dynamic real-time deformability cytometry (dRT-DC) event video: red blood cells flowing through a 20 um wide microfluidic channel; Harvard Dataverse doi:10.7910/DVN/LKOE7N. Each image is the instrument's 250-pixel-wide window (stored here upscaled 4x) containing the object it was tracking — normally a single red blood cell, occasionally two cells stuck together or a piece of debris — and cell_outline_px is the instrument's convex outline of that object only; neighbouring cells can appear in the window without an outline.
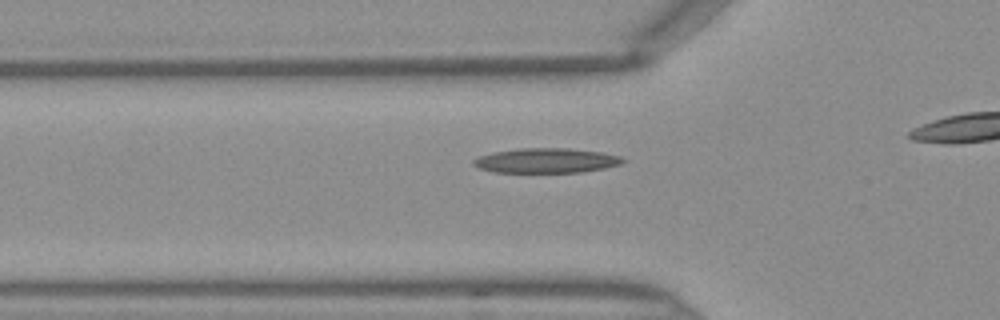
{"species": "Egyptian fruit bat (a non-hibernating species)", "species_latin": "Rousettus aegyptiacus", "temperature_condition": "warm", "stored_images_in_passage": 34, "camera_frame_rate_fps": 3000, "um_per_image_px": 0.085, "frame": {"image": 1, "passage_image": 12, "time_ms": 3.667, "image_size_px": [1000, 320], "cell_outline_px": [[628, 160], [620, 164], [604, 168], [584, 172], [492, 172], [480, 168], [472, 164], [472, 160], [480, 156], [492, 152], [520, 148], [568, 148], [600, 152], [620, 156]], "centroid_in_image_um": [46.43, 13.64], "position_along_channel_um": 79.4, "area_um2": 21.56}}
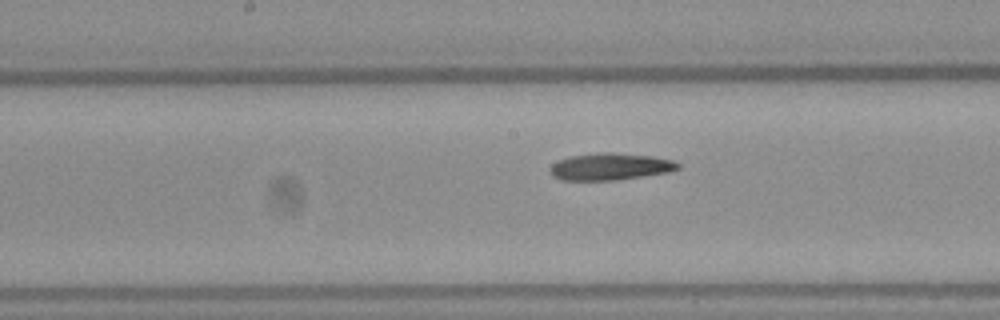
{"frame": {"image": 2, "passage_image": 20, "time_ms": 6.333, "image_size_px": [1000, 320], "cell_outline_px": [[680, 168], [668, 172], [616, 180], [560, 180], [552, 176], [552, 164], [560, 160], [572, 156], [600, 152], [612, 152], [652, 156], [672, 160], [680, 164]], "centroid_in_image_um": [51.89, 14.16], "position_along_channel_um": 196.3, "area_um2": 19.88}}
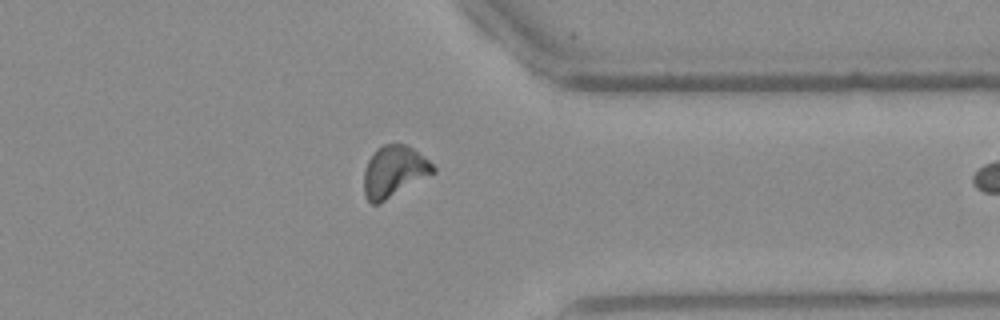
{"frame": {"image": 3, "passage_image": 33, "time_ms": 10.667, "image_size_px": [1000, 320], "cell_outline_px": [[436, 172], [384, 200], [376, 204], [372, 204], [368, 200], [364, 192], [364, 172], [368, 160], [376, 148], [384, 144], [404, 144], [412, 148], [428, 160], [436, 168]], "centroid_in_image_um": [33.48, 14.55], "position_along_channel_um": 377.9, "area_um2": 20.29}}